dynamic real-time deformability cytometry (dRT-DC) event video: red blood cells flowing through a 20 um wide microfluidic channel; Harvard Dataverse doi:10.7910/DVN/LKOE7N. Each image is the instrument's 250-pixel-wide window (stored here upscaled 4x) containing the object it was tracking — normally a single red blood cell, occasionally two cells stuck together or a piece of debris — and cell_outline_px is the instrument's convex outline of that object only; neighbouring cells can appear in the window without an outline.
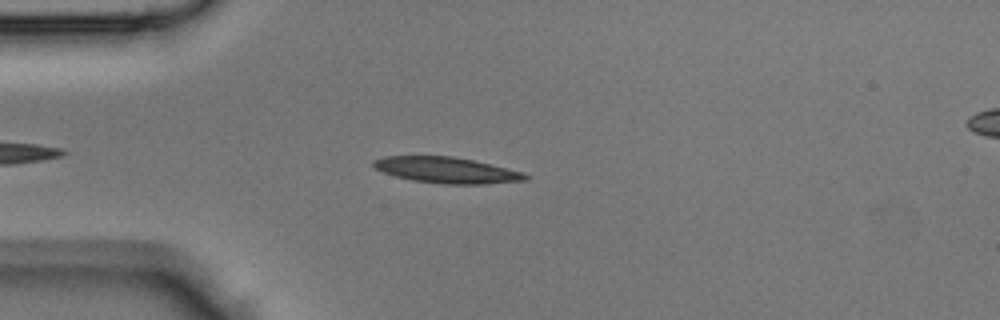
{"species": "Egyptian fruit bat (a non-hibernating species)", "species_latin": "Rousettus aegyptiacus", "temperature_condition": "room temperature", "stored_images_in_passage": 34, "camera_frame_rate_fps": 3000, "um_per_image_px": 0.085, "animal": {"sex": "male"}, "frame": {"image": 1, "passage_image": 5, "time_ms": 1.333, "image_size_px": [1000, 320], "cell_outline_px": [[528, 180], [484, 184], [444, 184], [412, 180], [396, 176], [384, 172], [376, 168], [372, 164], [372, 160], [384, 156], [452, 156], [472, 160], [524, 172], [528, 176]], "centroid_in_image_um": [37.96, 14.46], "position_along_channel_um": 47.0, "area_um2": 22.83}}
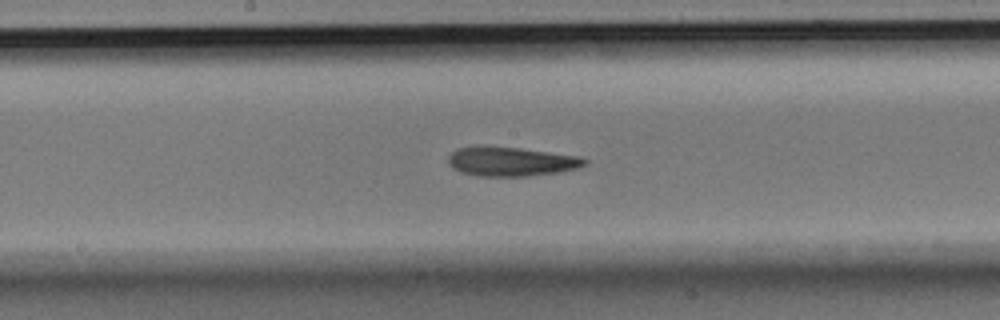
{"frame": {"image": 2, "passage_image": 16, "time_ms": 5.0, "image_size_px": [1000, 320], "cell_outline_px": [[588, 164], [576, 168], [556, 172], [528, 176], [480, 176], [460, 172], [452, 168], [448, 164], [448, 156], [456, 148], [476, 144], [484, 144], [520, 148], [576, 156], [588, 160]], "centroid_in_image_um": [43.34, 13.7], "position_along_channel_um": 204.9, "area_um2": 23.58}}
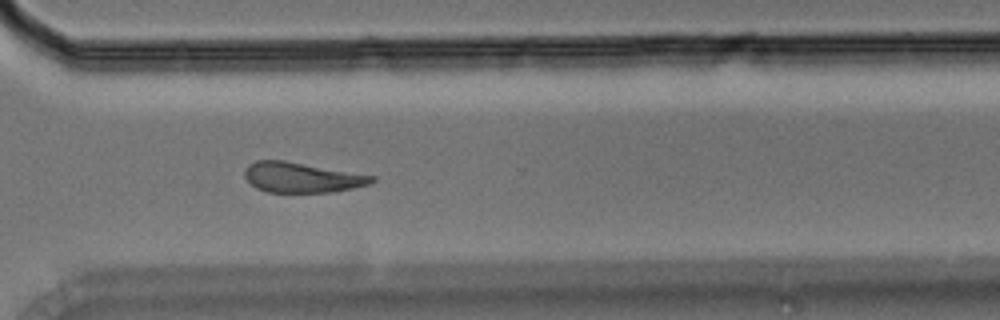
{"frame": {"image": 3, "passage_image": 25, "time_ms": 8.0, "image_size_px": [1000, 320], "cell_outline_px": [[376, 180], [368, 184], [336, 192], [268, 192], [256, 188], [244, 176], [244, 172], [248, 164], [256, 160], [284, 160], [376, 176]], "centroid_in_image_um": [25.65, 15.08], "position_along_channel_um": 345.0, "area_um2": 22.31}}